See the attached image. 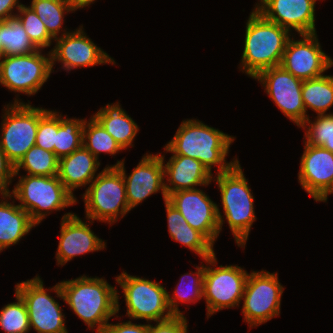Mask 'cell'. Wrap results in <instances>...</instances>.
Returning a JSON list of instances; mask_svg holds the SVG:
<instances>
[{
    "label": "cell",
    "mask_w": 333,
    "mask_h": 333,
    "mask_svg": "<svg viewBox=\"0 0 333 333\" xmlns=\"http://www.w3.org/2000/svg\"><path fill=\"white\" fill-rule=\"evenodd\" d=\"M65 301L73 312L100 333L109 323L110 317L119 313V294L104 278L80 276L62 281L50 288Z\"/></svg>",
    "instance_id": "obj_1"
},
{
    "label": "cell",
    "mask_w": 333,
    "mask_h": 333,
    "mask_svg": "<svg viewBox=\"0 0 333 333\" xmlns=\"http://www.w3.org/2000/svg\"><path fill=\"white\" fill-rule=\"evenodd\" d=\"M234 137L199 120H184L176 134L164 147V151L172 155H183L200 161L210 172L212 166H218V172L228 171L238 159L227 162L230 145Z\"/></svg>",
    "instance_id": "obj_2"
},
{
    "label": "cell",
    "mask_w": 333,
    "mask_h": 333,
    "mask_svg": "<svg viewBox=\"0 0 333 333\" xmlns=\"http://www.w3.org/2000/svg\"><path fill=\"white\" fill-rule=\"evenodd\" d=\"M290 36L288 29L266 19L254 8L246 22L242 72L254 79L263 70L280 66Z\"/></svg>",
    "instance_id": "obj_3"
},
{
    "label": "cell",
    "mask_w": 333,
    "mask_h": 333,
    "mask_svg": "<svg viewBox=\"0 0 333 333\" xmlns=\"http://www.w3.org/2000/svg\"><path fill=\"white\" fill-rule=\"evenodd\" d=\"M215 179L221 193L223 212L235 243L244 248L256 216L253 193L239 161L228 171L217 173Z\"/></svg>",
    "instance_id": "obj_4"
},
{
    "label": "cell",
    "mask_w": 333,
    "mask_h": 333,
    "mask_svg": "<svg viewBox=\"0 0 333 333\" xmlns=\"http://www.w3.org/2000/svg\"><path fill=\"white\" fill-rule=\"evenodd\" d=\"M18 180L9 194L20 202L18 205L30 215L36 225L51 211H59L77 202L76 197L65 188L58 175L26 174L23 177L19 176Z\"/></svg>",
    "instance_id": "obj_5"
},
{
    "label": "cell",
    "mask_w": 333,
    "mask_h": 333,
    "mask_svg": "<svg viewBox=\"0 0 333 333\" xmlns=\"http://www.w3.org/2000/svg\"><path fill=\"white\" fill-rule=\"evenodd\" d=\"M86 219L114 224L131 209L127 203L125 182L117 167L107 166L91 181L82 197Z\"/></svg>",
    "instance_id": "obj_6"
},
{
    "label": "cell",
    "mask_w": 333,
    "mask_h": 333,
    "mask_svg": "<svg viewBox=\"0 0 333 333\" xmlns=\"http://www.w3.org/2000/svg\"><path fill=\"white\" fill-rule=\"evenodd\" d=\"M215 253L204 259L203 298L206 300L207 319L216 312L238 307L242 301L248 273L238 265H217ZM213 266V267H210Z\"/></svg>",
    "instance_id": "obj_7"
},
{
    "label": "cell",
    "mask_w": 333,
    "mask_h": 333,
    "mask_svg": "<svg viewBox=\"0 0 333 333\" xmlns=\"http://www.w3.org/2000/svg\"><path fill=\"white\" fill-rule=\"evenodd\" d=\"M123 290L128 318L161 322L172 318L167 291L158 282L122 272L115 278Z\"/></svg>",
    "instance_id": "obj_8"
},
{
    "label": "cell",
    "mask_w": 333,
    "mask_h": 333,
    "mask_svg": "<svg viewBox=\"0 0 333 333\" xmlns=\"http://www.w3.org/2000/svg\"><path fill=\"white\" fill-rule=\"evenodd\" d=\"M1 123L0 148L15 166L35 145L38 130V107L30 102L14 100L4 108Z\"/></svg>",
    "instance_id": "obj_9"
},
{
    "label": "cell",
    "mask_w": 333,
    "mask_h": 333,
    "mask_svg": "<svg viewBox=\"0 0 333 333\" xmlns=\"http://www.w3.org/2000/svg\"><path fill=\"white\" fill-rule=\"evenodd\" d=\"M283 290L278 273L261 270L248 275L241 310L249 328L257 327L280 314Z\"/></svg>",
    "instance_id": "obj_10"
},
{
    "label": "cell",
    "mask_w": 333,
    "mask_h": 333,
    "mask_svg": "<svg viewBox=\"0 0 333 333\" xmlns=\"http://www.w3.org/2000/svg\"><path fill=\"white\" fill-rule=\"evenodd\" d=\"M42 50L28 55L4 56L0 61V84L11 92L36 94L48 80L52 71L51 53Z\"/></svg>",
    "instance_id": "obj_11"
},
{
    "label": "cell",
    "mask_w": 333,
    "mask_h": 333,
    "mask_svg": "<svg viewBox=\"0 0 333 333\" xmlns=\"http://www.w3.org/2000/svg\"><path fill=\"white\" fill-rule=\"evenodd\" d=\"M43 285L41 278L35 276L15 286V292L26 305L30 329L34 328L37 333H68L59 303Z\"/></svg>",
    "instance_id": "obj_12"
},
{
    "label": "cell",
    "mask_w": 333,
    "mask_h": 333,
    "mask_svg": "<svg viewBox=\"0 0 333 333\" xmlns=\"http://www.w3.org/2000/svg\"><path fill=\"white\" fill-rule=\"evenodd\" d=\"M167 201L182 214L193 229L201 232L214 245L222 230L224 218L218 205L203 190H180L169 194Z\"/></svg>",
    "instance_id": "obj_13"
},
{
    "label": "cell",
    "mask_w": 333,
    "mask_h": 333,
    "mask_svg": "<svg viewBox=\"0 0 333 333\" xmlns=\"http://www.w3.org/2000/svg\"><path fill=\"white\" fill-rule=\"evenodd\" d=\"M254 79L263 84L267 95L286 117L299 127L305 122L308 114L302 101L303 80L281 65L263 70Z\"/></svg>",
    "instance_id": "obj_14"
},
{
    "label": "cell",
    "mask_w": 333,
    "mask_h": 333,
    "mask_svg": "<svg viewBox=\"0 0 333 333\" xmlns=\"http://www.w3.org/2000/svg\"><path fill=\"white\" fill-rule=\"evenodd\" d=\"M300 40L290 37L281 66L301 80L322 76L333 66V60L322 51L317 34H299Z\"/></svg>",
    "instance_id": "obj_15"
},
{
    "label": "cell",
    "mask_w": 333,
    "mask_h": 333,
    "mask_svg": "<svg viewBox=\"0 0 333 333\" xmlns=\"http://www.w3.org/2000/svg\"><path fill=\"white\" fill-rule=\"evenodd\" d=\"M83 27L69 32L64 31L60 37L54 39L57 43L50 51L52 68L58 61L64 70L80 67H93L99 64H114L115 61L106 52L99 48L95 43L86 36Z\"/></svg>",
    "instance_id": "obj_16"
},
{
    "label": "cell",
    "mask_w": 333,
    "mask_h": 333,
    "mask_svg": "<svg viewBox=\"0 0 333 333\" xmlns=\"http://www.w3.org/2000/svg\"><path fill=\"white\" fill-rule=\"evenodd\" d=\"M124 159L117 161L112 167H117L124 178L127 203L130 209L135 208L147 197L161 191L164 202L167 200L164 183L163 160L159 155L146 154L127 177Z\"/></svg>",
    "instance_id": "obj_17"
},
{
    "label": "cell",
    "mask_w": 333,
    "mask_h": 333,
    "mask_svg": "<svg viewBox=\"0 0 333 333\" xmlns=\"http://www.w3.org/2000/svg\"><path fill=\"white\" fill-rule=\"evenodd\" d=\"M298 181L316 202H326L333 194V153L304 142Z\"/></svg>",
    "instance_id": "obj_18"
},
{
    "label": "cell",
    "mask_w": 333,
    "mask_h": 333,
    "mask_svg": "<svg viewBox=\"0 0 333 333\" xmlns=\"http://www.w3.org/2000/svg\"><path fill=\"white\" fill-rule=\"evenodd\" d=\"M317 0H259L255 9L266 19L298 34L316 33Z\"/></svg>",
    "instance_id": "obj_19"
},
{
    "label": "cell",
    "mask_w": 333,
    "mask_h": 333,
    "mask_svg": "<svg viewBox=\"0 0 333 333\" xmlns=\"http://www.w3.org/2000/svg\"><path fill=\"white\" fill-rule=\"evenodd\" d=\"M61 220V234L56 252L57 265H65L76 256L106 247V243L92 232L90 224L83 222L76 214L65 213Z\"/></svg>",
    "instance_id": "obj_20"
},
{
    "label": "cell",
    "mask_w": 333,
    "mask_h": 333,
    "mask_svg": "<svg viewBox=\"0 0 333 333\" xmlns=\"http://www.w3.org/2000/svg\"><path fill=\"white\" fill-rule=\"evenodd\" d=\"M163 160L164 178L167 177V183H164L167 196L171 193L196 189L197 186H207L213 179L210 172L200 161L183 155H172L169 161L164 164L165 156L160 154Z\"/></svg>",
    "instance_id": "obj_21"
},
{
    "label": "cell",
    "mask_w": 333,
    "mask_h": 333,
    "mask_svg": "<svg viewBox=\"0 0 333 333\" xmlns=\"http://www.w3.org/2000/svg\"><path fill=\"white\" fill-rule=\"evenodd\" d=\"M99 160L84 146L71 154L59 158L58 178L75 197V189L86 186L96 177Z\"/></svg>",
    "instance_id": "obj_22"
},
{
    "label": "cell",
    "mask_w": 333,
    "mask_h": 333,
    "mask_svg": "<svg viewBox=\"0 0 333 333\" xmlns=\"http://www.w3.org/2000/svg\"><path fill=\"white\" fill-rule=\"evenodd\" d=\"M1 198L4 199L0 200V252L17 244L36 226L24 209L14 201L8 202L7 199L12 198L9 193H3Z\"/></svg>",
    "instance_id": "obj_23"
},
{
    "label": "cell",
    "mask_w": 333,
    "mask_h": 333,
    "mask_svg": "<svg viewBox=\"0 0 333 333\" xmlns=\"http://www.w3.org/2000/svg\"><path fill=\"white\" fill-rule=\"evenodd\" d=\"M165 207L168 232L174 241L187 246V248L195 252L203 260L215 253L213 249L214 245L201 232L193 229L182 214L167 200L165 201Z\"/></svg>",
    "instance_id": "obj_24"
},
{
    "label": "cell",
    "mask_w": 333,
    "mask_h": 333,
    "mask_svg": "<svg viewBox=\"0 0 333 333\" xmlns=\"http://www.w3.org/2000/svg\"><path fill=\"white\" fill-rule=\"evenodd\" d=\"M104 129L125 150L133 147L134 138L139 130L135 121L121 108L119 102L107 104L92 115Z\"/></svg>",
    "instance_id": "obj_25"
},
{
    "label": "cell",
    "mask_w": 333,
    "mask_h": 333,
    "mask_svg": "<svg viewBox=\"0 0 333 333\" xmlns=\"http://www.w3.org/2000/svg\"><path fill=\"white\" fill-rule=\"evenodd\" d=\"M302 101L318 115L326 114L333 105V75H322L309 80H303Z\"/></svg>",
    "instance_id": "obj_26"
},
{
    "label": "cell",
    "mask_w": 333,
    "mask_h": 333,
    "mask_svg": "<svg viewBox=\"0 0 333 333\" xmlns=\"http://www.w3.org/2000/svg\"><path fill=\"white\" fill-rule=\"evenodd\" d=\"M196 270L197 272H190L181 276L180 283L177 284V288H175V291L172 294L173 296H170L171 294L167 293L168 307L175 316L184 315L183 312L179 310L178 304L180 302L195 303L203 298L204 264L200 265V267L196 266ZM189 277H191V279Z\"/></svg>",
    "instance_id": "obj_27"
},
{
    "label": "cell",
    "mask_w": 333,
    "mask_h": 333,
    "mask_svg": "<svg viewBox=\"0 0 333 333\" xmlns=\"http://www.w3.org/2000/svg\"><path fill=\"white\" fill-rule=\"evenodd\" d=\"M0 34L4 56L28 55L38 50L16 17L0 21Z\"/></svg>",
    "instance_id": "obj_28"
},
{
    "label": "cell",
    "mask_w": 333,
    "mask_h": 333,
    "mask_svg": "<svg viewBox=\"0 0 333 333\" xmlns=\"http://www.w3.org/2000/svg\"><path fill=\"white\" fill-rule=\"evenodd\" d=\"M59 158L51 151L34 145L15 165V176L21 168L28 175L55 176L58 175Z\"/></svg>",
    "instance_id": "obj_29"
},
{
    "label": "cell",
    "mask_w": 333,
    "mask_h": 333,
    "mask_svg": "<svg viewBox=\"0 0 333 333\" xmlns=\"http://www.w3.org/2000/svg\"><path fill=\"white\" fill-rule=\"evenodd\" d=\"M31 7L46 26L49 35L56 39L64 22V14L73 12L69 0H32Z\"/></svg>",
    "instance_id": "obj_30"
},
{
    "label": "cell",
    "mask_w": 333,
    "mask_h": 333,
    "mask_svg": "<svg viewBox=\"0 0 333 333\" xmlns=\"http://www.w3.org/2000/svg\"><path fill=\"white\" fill-rule=\"evenodd\" d=\"M58 114L55 155L58 158L71 154L83 146V126L85 119L66 118Z\"/></svg>",
    "instance_id": "obj_31"
},
{
    "label": "cell",
    "mask_w": 333,
    "mask_h": 333,
    "mask_svg": "<svg viewBox=\"0 0 333 333\" xmlns=\"http://www.w3.org/2000/svg\"><path fill=\"white\" fill-rule=\"evenodd\" d=\"M83 146L97 159L102 152L115 155L123 150L93 116L89 121L87 119L84 121Z\"/></svg>",
    "instance_id": "obj_32"
},
{
    "label": "cell",
    "mask_w": 333,
    "mask_h": 333,
    "mask_svg": "<svg viewBox=\"0 0 333 333\" xmlns=\"http://www.w3.org/2000/svg\"><path fill=\"white\" fill-rule=\"evenodd\" d=\"M300 127L306 131L305 143L320 146L333 153V113L317 115L314 122L308 116Z\"/></svg>",
    "instance_id": "obj_33"
},
{
    "label": "cell",
    "mask_w": 333,
    "mask_h": 333,
    "mask_svg": "<svg viewBox=\"0 0 333 333\" xmlns=\"http://www.w3.org/2000/svg\"><path fill=\"white\" fill-rule=\"evenodd\" d=\"M28 34L30 41L37 48L50 47L54 40L46 30V26L31 7L22 4L15 16Z\"/></svg>",
    "instance_id": "obj_34"
},
{
    "label": "cell",
    "mask_w": 333,
    "mask_h": 333,
    "mask_svg": "<svg viewBox=\"0 0 333 333\" xmlns=\"http://www.w3.org/2000/svg\"><path fill=\"white\" fill-rule=\"evenodd\" d=\"M17 302L5 305L0 311V327L5 333H28L29 317L23 299L15 292Z\"/></svg>",
    "instance_id": "obj_35"
},
{
    "label": "cell",
    "mask_w": 333,
    "mask_h": 333,
    "mask_svg": "<svg viewBox=\"0 0 333 333\" xmlns=\"http://www.w3.org/2000/svg\"><path fill=\"white\" fill-rule=\"evenodd\" d=\"M58 112L38 107V130L35 145L55 154Z\"/></svg>",
    "instance_id": "obj_36"
},
{
    "label": "cell",
    "mask_w": 333,
    "mask_h": 333,
    "mask_svg": "<svg viewBox=\"0 0 333 333\" xmlns=\"http://www.w3.org/2000/svg\"><path fill=\"white\" fill-rule=\"evenodd\" d=\"M187 320L184 315L156 322L155 326L149 323V333H188Z\"/></svg>",
    "instance_id": "obj_37"
},
{
    "label": "cell",
    "mask_w": 333,
    "mask_h": 333,
    "mask_svg": "<svg viewBox=\"0 0 333 333\" xmlns=\"http://www.w3.org/2000/svg\"><path fill=\"white\" fill-rule=\"evenodd\" d=\"M15 177V166L0 148V191L9 193V186Z\"/></svg>",
    "instance_id": "obj_38"
},
{
    "label": "cell",
    "mask_w": 333,
    "mask_h": 333,
    "mask_svg": "<svg viewBox=\"0 0 333 333\" xmlns=\"http://www.w3.org/2000/svg\"><path fill=\"white\" fill-rule=\"evenodd\" d=\"M100 333H149V323L136 324L130 320L117 324L108 323Z\"/></svg>",
    "instance_id": "obj_39"
},
{
    "label": "cell",
    "mask_w": 333,
    "mask_h": 333,
    "mask_svg": "<svg viewBox=\"0 0 333 333\" xmlns=\"http://www.w3.org/2000/svg\"><path fill=\"white\" fill-rule=\"evenodd\" d=\"M21 5L18 0H0V21H6L15 17L16 13H13L14 8L18 11Z\"/></svg>",
    "instance_id": "obj_40"
},
{
    "label": "cell",
    "mask_w": 333,
    "mask_h": 333,
    "mask_svg": "<svg viewBox=\"0 0 333 333\" xmlns=\"http://www.w3.org/2000/svg\"><path fill=\"white\" fill-rule=\"evenodd\" d=\"M95 0H69L73 10L82 9L91 5Z\"/></svg>",
    "instance_id": "obj_41"
},
{
    "label": "cell",
    "mask_w": 333,
    "mask_h": 333,
    "mask_svg": "<svg viewBox=\"0 0 333 333\" xmlns=\"http://www.w3.org/2000/svg\"><path fill=\"white\" fill-rule=\"evenodd\" d=\"M1 39H2V37H1V34H0V61L4 57V48H3V45H2Z\"/></svg>",
    "instance_id": "obj_42"
}]
</instances>
